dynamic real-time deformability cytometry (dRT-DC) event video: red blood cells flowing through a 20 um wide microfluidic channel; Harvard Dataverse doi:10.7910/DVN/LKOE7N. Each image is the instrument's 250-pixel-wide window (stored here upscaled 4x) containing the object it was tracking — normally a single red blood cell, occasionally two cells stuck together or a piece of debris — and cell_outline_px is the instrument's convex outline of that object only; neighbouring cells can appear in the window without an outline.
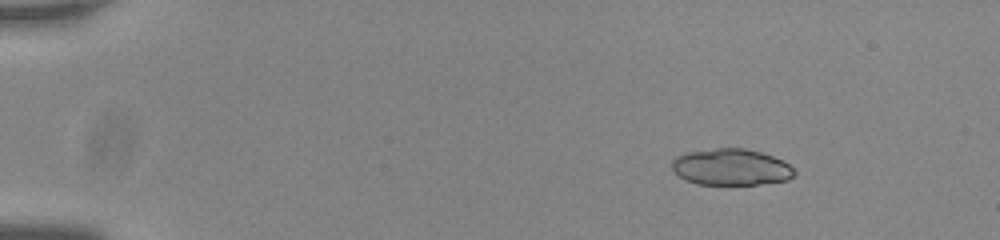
{"species": "common noctule bat (a hibernating species)", "species_latin": "Nyctalus noctula", "temperature_condition": "room temperature", "stored_images_in_passage": 7, "camera_frame_rate_fps": 3000, "um_per_image_px": 0.085, "animal": {"sex": "male", "body_mass_g": 20.0, "forearm_length_mm": 53.3}, "frame": {"image": 1, "passage_image": 1, "time_ms": 0.0, "image_size_px": [1000, 240], "cell_outline_px": [[796, 172], [788, 180], [756, 184], [696, 184], [684, 180], [672, 168], [672, 160], [676, 156], [684, 152], [716, 148], [744, 148], [760, 152], [784, 160]], "centroid_in_image_um": [62.12, 14.19], "position_along_channel_um": 22.9, "area_um2": 26.01}}